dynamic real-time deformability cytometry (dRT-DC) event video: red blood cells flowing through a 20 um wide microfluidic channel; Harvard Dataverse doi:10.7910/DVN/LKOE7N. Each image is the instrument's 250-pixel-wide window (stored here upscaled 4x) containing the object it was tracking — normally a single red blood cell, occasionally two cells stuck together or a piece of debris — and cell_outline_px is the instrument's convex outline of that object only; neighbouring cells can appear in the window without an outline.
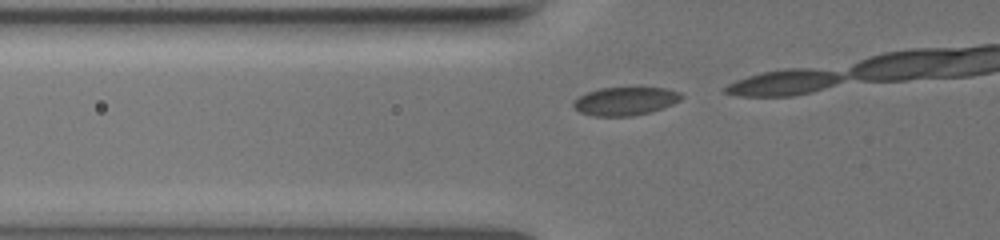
{"species": "common noctule bat (a hibernating species)", "species_latin": "Nyctalus noctula", "temperature_condition": "warm", "stored_images_in_passage": 13, "camera_frame_rate_fps": 3000, "um_per_image_px": 0.085, "animal": {"sex": "female", "body_mass_g": 19.5, "forearm_length_mm": 54.1}, "frame": {"image": 1, "passage_image": 10, "time_ms": 3.0, "image_size_px": [1000, 240], "cell_outline_px": [[684, 96], [680, 100], [672, 104], [648, 112], [632, 116], [592, 116], [580, 112], [572, 108], [572, 100], [588, 92], [600, 88], [664, 88], [680, 92]], "centroid_in_image_um": [53.09, 8.6], "position_along_channel_um": 72.7, "area_um2": 17.69}}